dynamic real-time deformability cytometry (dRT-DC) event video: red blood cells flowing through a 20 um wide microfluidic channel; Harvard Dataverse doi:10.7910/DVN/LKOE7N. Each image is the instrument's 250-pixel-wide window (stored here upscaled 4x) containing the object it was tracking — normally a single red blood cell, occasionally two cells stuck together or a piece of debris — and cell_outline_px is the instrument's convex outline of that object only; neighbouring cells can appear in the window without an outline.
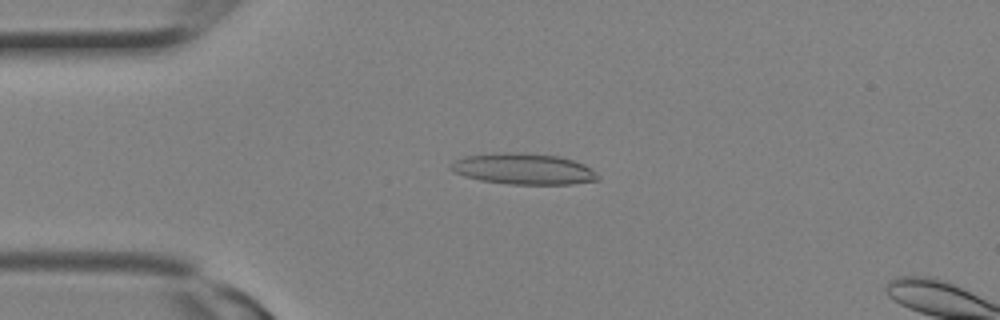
{"species": "Egyptian fruit bat (a non-hibernating species)", "species_latin": "Rousettus aegyptiacus", "temperature_condition": "room temperature", "stored_images_in_passage": 3, "camera_frame_rate_fps": 3000, "um_per_image_px": 0.085, "animal": {"sex": "female"}, "frame": {"image": 1, "passage_image": 2, "time_ms": 0.333, "image_size_px": [1000, 320], "cell_outline_px": [[600, 180], [572, 184], [508, 184], [480, 180], [464, 176], [448, 168], [456, 160], [464, 156], [496, 152], [524, 152], [556, 156], [572, 160], [584, 164], [600, 176]], "centroid_in_image_um": [44.5, 14.35], "position_along_channel_um": 40.5, "area_um2": 26.65}}